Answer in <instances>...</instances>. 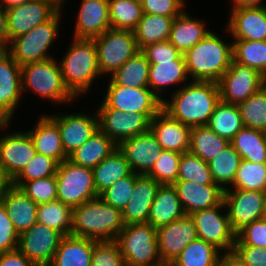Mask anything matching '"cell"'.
<instances>
[{"label": "cell", "mask_w": 266, "mask_h": 266, "mask_svg": "<svg viewBox=\"0 0 266 266\" xmlns=\"http://www.w3.org/2000/svg\"><path fill=\"white\" fill-rule=\"evenodd\" d=\"M9 218L17 233L27 231L37 222L38 204L32 201L19 187L12 185L0 195Z\"/></svg>", "instance_id": "4316f807"}, {"label": "cell", "mask_w": 266, "mask_h": 266, "mask_svg": "<svg viewBox=\"0 0 266 266\" xmlns=\"http://www.w3.org/2000/svg\"><path fill=\"white\" fill-rule=\"evenodd\" d=\"M241 159L266 163V132L243 127L230 141Z\"/></svg>", "instance_id": "e575fe53"}, {"label": "cell", "mask_w": 266, "mask_h": 266, "mask_svg": "<svg viewBox=\"0 0 266 266\" xmlns=\"http://www.w3.org/2000/svg\"><path fill=\"white\" fill-rule=\"evenodd\" d=\"M58 11L46 0H31L6 9L9 42L50 20Z\"/></svg>", "instance_id": "2e32d148"}, {"label": "cell", "mask_w": 266, "mask_h": 266, "mask_svg": "<svg viewBox=\"0 0 266 266\" xmlns=\"http://www.w3.org/2000/svg\"><path fill=\"white\" fill-rule=\"evenodd\" d=\"M93 172V183L98 195L108 187L132 173L125 155L117 148L108 157L104 158Z\"/></svg>", "instance_id": "d6a6232c"}, {"label": "cell", "mask_w": 266, "mask_h": 266, "mask_svg": "<svg viewBox=\"0 0 266 266\" xmlns=\"http://www.w3.org/2000/svg\"><path fill=\"white\" fill-rule=\"evenodd\" d=\"M178 181H190L198 185H217L214 183L208 163L190 152L182 153Z\"/></svg>", "instance_id": "bcb514c9"}, {"label": "cell", "mask_w": 266, "mask_h": 266, "mask_svg": "<svg viewBox=\"0 0 266 266\" xmlns=\"http://www.w3.org/2000/svg\"><path fill=\"white\" fill-rule=\"evenodd\" d=\"M185 215L177 189L173 185H160L150 208L148 223L157 229Z\"/></svg>", "instance_id": "f1b7e54d"}, {"label": "cell", "mask_w": 266, "mask_h": 266, "mask_svg": "<svg viewBox=\"0 0 266 266\" xmlns=\"http://www.w3.org/2000/svg\"><path fill=\"white\" fill-rule=\"evenodd\" d=\"M28 133L36 153L52 157L58 163L68 159L62 146L58 124L49 115L41 116L35 128Z\"/></svg>", "instance_id": "83f0119b"}, {"label": "cell", "mask_w": 266, "mask_h": 266, "mask_svg": "<svg viewBox=\"0 0 266 266\" xmlns=\"http://www.w3.org/2000/svg\"><path fill=\"white\" fill-rule=\"evenodd\" d=\"M173 20V17L143 13L133 30L139 50L149 44L169 40Z\"/></svg>", "instance_id": "d590c367"}, {"label": "cell", "mask_w": 266, "mask_h": 266, "mask_svg": "<svg viewBox=\"0 0 266 266\" xmlns=\"http://www.w3.org/2000/svg\"><path fill=\"white\" fill-rule=\"evenodd\" d=\"M55 176L57 200L72 208L99 197L90 168L76 165L67 159L58 164Z\"/></svg>", "instance_id": "ba28073f"}, {"label": "cell", "mask_w": 266, "mask_h": 266, "mask_svg": "<svg viewBox=\"0 0 266 266\" xmlns=\"http://www.w3.org/2000/svg\"><path fill=\"white\" fill-rule=\"evenodd\" d=\"M226 208L224 201L219 205L196 211L190 214L193 219L198 238L211 243L224 253H232L236 240V233L232 230L228 214L219 212ZM220 209V210H219Z\"/></svg>", "instance_id": "8fae6325"}, {"label": "cell", "mask_w": 266, "mask_h": 266, "mask_svg": "<svg viewBox=\"0 0 266 266\" xmlns=\"http://www.w3.org/2000/svg\"><path fill=\"white\" fill-rule=\"evenodd\" d=\"M220 250L211 243L196 239L171 262L172 266H218Z\"/></svg>", "instance_id": "ab89813d"}, {"label": "cell", "mask_w": 266, "mask_h": 266, "mask_svg": "<svg viewBox=\"0 0 266 266\" xmlns=\"http://www.w3.org/2000/svg\"><path fill=\"white\" fill-rule=\"evenodd\" d=\"M77 17V39H95L111 28L108 0H82Z\"/></svg>", "instance_id": "d4e9b609"}, {"label": "cell", "mask_w": 266, "mask_h": 266, "mask_svg": "<svg viewBox=\"0 0 266 266\" xmlns=\"http://www.w3.org/2000/svg\"><path fill=\"white\" fill-rule=\"evenodd\" d=\"M261 2H262V0H233L232 9L241 8V7L266 6V5H263Z\"/></svg>", "instance_id": "e7e4bbea"}, {"label": "cell", "mask_w": 266, "mask_h": 266, "mask_svg": "<svg viewBox=\"0 0 266 266\" xmlns=\"http://www.w3.org/2000/svg\"><path fill=\"white\" fill-rule=\"evenodd\" d=\"M8 46V30L6 9L0 6V48Z\"/></svg>", "instance_id": "94428289"}, {"label": "cell", "mask_w": 266, "mask_h": 266, "mask_svg": "<svg viewBox=\"0 0 266 266\" xmlns=\"http://www.w3.org/2000/svg\"><path fill=\"white\" fill-rule=\"evenodd\" d=\"M143 13L177 17L184 10L185 6L180 0H142L141 2Z\"/></svg>", "instance_id": "6f0895ef"}, {"label": "cell", "mask_w": 266, "mask_h": 266, "mask_svg": "<svg viewBox=\"0 0 266 266\" xmlns=\"http://www.w3.org/2000/svg\"><path fill=\"white\" fill-rule=\"evenodd\" d=\"M228 31L234 40H266V6L231 9Z\"/></svg>", "instance_id": "603a6c76"}, {"label": "cell", "mask_w": 266, "mask_h": 266, "mask_svg": "<svg viewBox=\"0 0 266 266\" xmlns=\"http://www.w3.org/2000/svg\"><path fill=\"white\" fill-rule=\"evenodd\" d=\"M206 125L229 142L244 127L238 106L221 100Z\"/></svg>", "instance_id": "8d00e7d4"}, {"label": "cell", "mask_w": 266, "mask_h": 266, "mask_svg": "<svg viewBox=\"0 0 266 266\" xmlns=\"http://www.w3.org/2000/svg\"><path fill=\"white\" fill-rule=\"evenodd\" d=\"M171 97L169 102L163 100L162 110L190 127L206 125L221 100L218 83L194 80Z\"/></svg>", "instance_id": "6da1fadb"}, {"label": "cell", "mask_w": 266, "mask_h": 266, "mask_svg": "<svg viewBox=\"0 0 266 266\" xmlns=\"http://www.w3.org/2000/svg\"><path fill=\"white\" fill-rule=\"evenodd\" d=\"M149 67L150 63L145 55L139 51L111 74L110 80L115 85L125 87H149Z\"/></svg>", "instance_id": "74e56055"}, {"label": "cell", "mask_w": 266, "mask_h": 266, "mask_svg": "<svg viewBox=\"0 0 266 266\" xmlns=\"http://www.w3.org/2000/svg\"><path fill=\"white\" fill-rule=\"evenodd\" d=\"M20 189L37 204L57 200V181L55 175L25 182Z\"/></svg>", "instance_id": "f907efd6"}, {"label": "cell", "mask_w": 266, "mask_h": 266, "mask_svg": "<svg viewBox=\"0 0 266 266\" xmlns=\"http://www.w3.org/2000/svg\"><path fill=\"white\" fill-rule=\"evenodd\" d=\"M262 219L266 220V199L264 202V208H263V212H262Z\"/></svg>", "instance_id": "89a4df30"}, {"label": "cell", "mask_w": 266, "mask_h": 266, "mask_svg": "<svg viewBox=\"0 0 266 266\" xmlns=\"http://www.w3.org/2000/svg\"><path fill=\"white\" fill-rule=\"evenodd\" d=\"M9 124L10 121L0 113V129L6 128Z\"/></svg>", "instance_id": "a7ac6f4b"}, {"label": "cell", "mask_w": 266, "mask_h": 266, "mask_svg": "<svg viewBox=\"0 0 266 266\" xmlns=\"http://www.w3.org/2000/svg\"><path fill=\"white\" fill-rule=\"evenodd\" d=\"M160 184L152 177L135 173L134 189L124 207L122 218L125 225L148 223L151 205Z\"/></svg>", "instance_id": "cb8c5ba5"}, {"label": "cell", "mask_w": 266, "mask_h": 266, "mask_svg": "<svg viewBox=\"0 0 266 266\" xmlns=\"http://www.w3.org/2000/svg\"><path fill=\"white\" fill-rule=\"evenodd\" d=\"M19 234L0 202V253L18 249Z\"/></svg>", "instance_id": "9f6ffc18"}, {"label": "cell", "mask_w": 266, "mask_h": 266, "mask_svg": "<svg viewBox=\"0 0 266 266\" xmlns=\"http://www.w3.org/2000/svg\"><path fill=\"white\" fill-rule=\"evenodd\" d=\"M182 154L163 150L160 158L146 174L160 185H173L178 181L179 162Z\"/></svg>", "instance_id": "681fc988"}, {"label": "cell", "mask_w": 266, "mask_h": 266, "mask_svg": "<svg viewBox=\"0 0 266 266\" xmlns=\"http://www.w3.org/2000/svg\"><path fill=\"white\" fill-rule=\"evenodd\" d=\"M188 79L187 67L184 55L175 61L160 62V64H150L149 67V88L159 96L168 85L178 84Z\"/></svg>", "instance_id": "836d02e7"}, {"label": "cell", "mask_w": 266, "mask_h": 266, "mask_svg": "<svg viewBox=\"0 0 266 266\" xmlns=\"http://www.w3.org/2000/svg\"><path fill=\"white\" fill-rule=\"evenodd\" d=\"M90 266H126L118 243L115 240H94Z\"/></svg>", "instance_id": "f5cc1de1"}, {"label": "cell", "mask_w": 266, "mask_h": 266, "mask_svg": "<svg viewBox=\"0 0 266 266\" xmlns=\"http://www.w3.org/2000/svg\"><path fill=\"white\" fill-rule=\"evenodd\" d=\"M159 255L163 262L171 263L192 241L198 239L197 230L190 215L156 229Z\"/></svg>", "instance_id": "e0dca14e"}, {"label": "cell", "mask_w": 266, "mask_h": 266, "mask_svg": "<svg viewBox=\"0 0 266 266\" xmlns=\"http://www.w3.org/2000/svg\"><path fill=\"white\" fill-rule=\"evenodd\" d=\"M115 241L126 266H157L163 263L156 228L149 223L125 225Z\"/></svg>", "instance_id": "5b68a950"}, {"label": "cell", "mask_w": 266, "mask_h": 266, "mask_svg": "<svg viewBox=\"0 0 266 266\" xmlns=\"http://www.w3.org/2000/svg\"><path fill=\"white\" fill-rule=\"evenodd\" d=\"M230 142L213 132L207 125L191 127L189 152L209 162L222 152Z\"/></svg>", "instance_id": "f35d334b"}, {"label": "cell", "mask_w": 266, "mask_h": 266, "mask_svg": "<svg viewBox=\"0 0 266 266\" xmlns=\"http://www.w3.org/2000/svg\"><path fill=\"white\" fill-rule=\"evenodd\" d=\"M35 154V146L28 132L7 133L0 137V162L12 180Z\"/></svg>", "instance_id": "ffe728a7"}, {"label": "cell", "mask_w": 266, "mask_h": 266, "mask_svg": "<svg viewBox=\"0 0 266 266\" xmlns=\"http://www.w3.org/2000/svg\"><path fill=\"white\" fill-rule=\"evenodd\" d=\"M134 184L135 173L132 172L129 176L119 179L108 187L99 197L109 205L122 211L131 198Z\"/></svg>", "instance_id": "816d5d0a"}, {"label": "cell", "mask_w": 266, "mask_h": 266, "mask_svg": "<svg viewBox=\"0 0 266 266\" xmlns=\"http://www.w3.org/2000/svg\"><path fill=\"white\" fill-rule=\"evenodd\" d=\"M106 96L100 108H114L122 112L146 113L151 119L162 110L163 101L149 87H125L109 80Z\"/></svg>", "instance_id": "30bf717a"}, {"label": "cell", "mask_w": 266, "mask_h": 266, "mask_svg": "<svg viewBox=\"0 0 266 266\" xmlns=\"http://www.w3.org/2000/svg\"><path fill=\"white\" fill-rule=\"evenodd\" d=\"M218 266H245L233 253H224L219 259Z\"/></svg>", "instance_id": "6125c7cd"}, {"label": "cell", "mask_w": 266, "mask_h": 266, "mask_svg": "<svg viewBox=\"0 0 266 266\" xmlns=\"http://www.w3.org/2000/svg\"><path fill=\"white\" fill-rule=\"evenodd\" d=\"M0 266H36L18 249L0 253Z\"/></svg>", "instance_id": "91938a15"}, {"label": "cell", "mask_w": 266, "mask_h": 266, "mask_svg": "<svg viewBox=\"0 0 266 266\" xmlns=\"http://www.w3.org/2000/svg\"><path fill=\"white\" fill-rule=\"evenodd\" d=\"M73 41L59 64L66 87L77 98L92 87L93 80L101 73L94 40L74 38Z\"/></svg>", "instance_id": "277c9868"}, {"label": "cell", "mask_w": 266, "mask_h": 266, "mask_svg": "<svg viewBox=\"0 0 266 266\" xmlns=\"http://www.w3.org/2000/svg\"><path fill=\"white\" fill-rule=\"evenodd\" d=\"M183 55L188 75L194 81L218 83L232 63L233 44L228 45L210 31Z\"/></svg>", "instance_id": "3957f363"}, {"label": "cell", "mask_w": 266, "mask_h": 266, "mask_svg": "<svg viewBox=\"0 0 266 266\" xmlns=\"http://www.w3.org/2000/svg\"><path fill=\"white\" fill-rule=\"evenodd\" d=\"M31 0H0V6L4 9L9 7L19 6Z\"/></svg>", "instance_id": "03108f58"}, {"label": "cell", "mask_w": 266, "mask_h": 266, "mask_svg": "<svg viewBox=\"0 0 266 266\" xmlns=\"http://www.w3.org/2000/svg\"><path fill=\"white\" fill-rule=\"evenodd\" d=\"M234 246L266 248V220L253 221L240 229L236 233Z\"/></svg>", "instance_id": "db71d44e"}, {"label": "cell", "mask_w": 266, "mask_h": 266, "mask_svg": "<svg viewBox=\"0 0 266 266\" xmlns=\"http://www.w3.org/2000/svg\"><path fill=\"white\" fill-rule=\"evenodd\" d=\"M47 2H49L57 11H62L61 5L63 3V1L65 0H46Z\"/></svg>", "instance_id": "003e7915"}, {"label": "cell", "mask_w": 266, "mask_h": 266, "mask_svg": "<svg viewBox=\"0 0 266 266\" xmlns=\"http://www.w3.org/2000/svg\"><path fill=\"white\" fill-rule=\"evenodd\" d=\"M73 208L55 200L38 204L37 222L53 228L63 236L71 234Z\"/></svg>", "instance_id": "60d3db41"}, {"label": "cell", "mask_w": 266, "mask_h": 266, "mask_svg": "<svg viewBox=\"0 0 266 266\" xmlns=\"http://www.w3.org/2000/svg\"><path fill=\"white\" fill-rule=\"evenodd\" d=\"M157 266H172V264L171 263H165V262H163L162 264L157 265Z\"/></svg>", "instance_id": "2644e50d"}, {"label": "cell", "mask_w": 266, "mask_h": 266, "mask_svg": "<svg viewBox=\"0 0 266 266\" xmlns=\"http://www.w3.org/2000/svg\"><path fill=\"white\" fill-rule=\"evenodd\" d=\"M99 129L117 146L125 139L149 131L151 118L146 113L122 112L114 108H99Z\"/></svg>", "instance_id": "5bb4252c"}, {"label": "cell", "mask_w": 266, "mask_h": 266, "mask_svg": "<svg viewBox=\"0 0 266 266\" xmlns=\"http://www.w3.org/2000/svg\"><path fill=\"white\" fill-rule=\"evenodd\" d=\"M232 44L235 62L254 68L266 77V40H235Z\"/></svg>", "instance_id": "ee69618b"}, {"label": "cell", "mask_w": 266, "mask_h": 266, "mask_svg": "<svg viewBox=\"0 0 266 266\" xmlns=\"http://www.w3.org/2000/svg\"><path fill=\"white\" fill-rule=\"evenodd\" d=\"M12 185V178L7 174L3 164L0 162V195Z\"/></svg>", "instance_id": "be15d7a7"}, {"label": "cell", "mask_w": 266, "mask_h": 266, "mask_svg": "<svg viewBox=\"0 0 266 266\" xmlns=\"http://www.w3.org/2000/svg\"><path fill=\"white\" fill-rule=\"evenodd\" d=\"M204 24L183 11L172 22L169 42L184 54L209 34Z\"/></svg>", "instance_id": "4dcf8cb0"}, {"label": "cell", "mask_w": 266, "mask_h": 266, "mask_svg": "<svg viewBox=\"0 0 266 266\" xmlns=\"http://www.w3.org/2000/svg\"><path fill=\"white\" fill-rule=\"evenodd\" d=\"M173 186L186 215L215 207L223 201L224 190L219 185H198L190 181H176Z\"/></svg>", "instance_id": "484cf974"}, {"label": "cell", "mask_w": 266, "mask_h": 266, "mask_svg": "<svg viewBox=\"0 0 266 266\" xmlns=\"http://www.w3.org/2000/svg\"><path fill=\"white\" fill-rule=\"evenodd\" d=\"M93 40L101 75L113 74L140 51L132 30L110 28Z\"/></svg>", "instance_id": "9c48e42d"}, {"label": "cell", "mask_w": 266, "mask_h": 266, "mask_svg": "<svg viewBox=\"0 0 266 266\" xmlns=\"http://www.w3.org/2000/svg\"><path fill=\"white\" fill-rule=\"evenodd\" d=\"M118 149L125 155L132 172L143 175L152 169L163 151L150 130L123 140Z\"/></svg>", "instance_id": "d6986e66"}, {"label": "cell", "mask_w": 266, "mask_h": 266, "mask_svg": "<svg viewBox=\"0 0 266 266\" xmlns=\"http://www.w3.org/2000/svg\"><path fill=\"white\" fill-rule=\"evenodd\" d=\"M94 239L63 236L49 266H90Z\"/></svg>", "instance_id": "f546056e"}, {"label": "cell", "mask_w": 266, "mask_h": 266, "mask_svg": "<svg viewBox=\"0 0 266 266\" xmlns=\"http://www.w3.org/2000/svg\"><path fill=\"white\" fill-rule=\"evenodd\" d=\"M266 84V77L254 68L232 60L218 82L221 101L238 105Z\"/></svg>", "instance_id": "7c38bea8"}, {"label": "cell", "mask_w": 266, "mask_h": 266, "mask_svg": "<svg viewBox=\"0 0 266 266\" xmlns=\"http://www.w3.org/2000/svg\"><path fill=\"white\" fill-rule=\"evenodd\" d=\"M232 253L245 266H266V248L234 246Z\"/></svg>", "instance_id": "680465c9"}, {"label": "cell", "mask_w": 266, "mask_h": 266, "mask_svg": "<svg viewBox=\"0 0 266 266\" xmlns=\"http://www.w3.org/2000/svg\"><path fill=\"white\" fill-rule=\"evenodd\" d=\"M62 238L57 230L36 222L19 235L18 250L36 266H49Z\"/></svg>", "instance_id": "9a60e30c"}, {"label": "cell", "mask_w": 266, "mask_h": 266, "mask_svg": "<svg viewBox=\"0 0 266 266\" xmlns=\"http://www.w3.org/2000/svg\"><path fill=\"white\" fill-rule=\"evenodd\" d=\"M22 91L31 89L54 103L70 102L75 96L66 87L60 64L55 58L29 63L21 67ZM27 88V89H26Z\"/></svg>", "instance_id": "8992f818"}, {"label": "cell", "mask_w": 266, "mask_h": 266, "mask_svg": "<svg viewBox=\"0 0 266 266\" xmlns=\"http://www.w3.org/2000/svg\"><path fill=\"white\" fill-rule=\"evenodd\" d=\"M232 186L235 189L266 192V163L241 160Z\"/></svg>", "instance_id": "7dc6e473"}, {"label": "cell", "mask_w": 266, "mask_h": 266, "mask_svg": "<svg viewBox=\"0 0 266 266\" xmlns=\"http://www.w3.org/2000/svg\"><path fill=\"white\" fill-rule=\"evenodd\" d=\"M266 192L257 190H224L223 201L232 230L237 233L245 225L262 219Z\"/></svg>", "instance_id": "4fadbf2b"}, {"label": "cell", "mask_w": 266, "mask_h": 266, "mask_svg": "<svg viewBox=\"0 0 266 266\" xmlns=\"http://www.w3.org/2000/svg\"><path fill=\"white\" fill-rule=\"evenodd\" d=\"M150 64H160L165 61H175L183 54L169 40L149 44L140 50Z\"/></svg>", "instance_id": "11a10c76"}, {"label": "cell", "mask_w": 266, "mask_h": 266, "mask_svg": "<svg viewBox=\"0 0 266 266\" xmlns=\"http://www.w3.org/2000/svg\"><path fill=\"white\" fill-rule=\"evenodd\" d=\"M117 148L118 146L105 133L98 129L68 159L76 165L93 169Z\"/></svg>", "instance_id": "1f68e13d"}, {"label": "cell", "mask_w": 266, "mask_h": 266, "mask_svg": "<svg viewBox=\"0 0 266 266\" xmlns=\"http://www.w3.org/2000/svg\"><path fill=\"white\" fill-rule=\"evenodd\" d=\"M241 160L237 151L229 144L215 158L207 162L214 183L223 190L228 188L226 185H232Z\"/></svg>", "instance_id": "b9f144b4"}, {"label": "cell", "mask_w": 266, "mask_h": 266, "mask_svg": "<svg viewBox=\"0 0 266 266\" xmlns=\"http://www.w3.org/2000/svg\"><path fill=\"white\" fill-rule=\"evenodd\" d=\"M59 127L62 146L69 157L99 129V118L87 114L49 115Z\"/></svg>", "instance_id": "ac0fdd59"}, {"label": "cell", "mask_w": 266, "mask_h": 266, "mask_svg": "<svg viewBox=\"0 0 266 266\" xmlns=\"http://www.w3.org/2000/svg\"><path fill=\"white\" fill-rule=\"evenodd\" d=\"M58 11L47 22L37 25L34 29L19 37L12 39L5 48L14 61L21 67L37 61L52 58L47 50L58 36L61 17ZM10 45V46H9Z\"/></svg>", "instance_id": "52a82bcc"}, {"label": "cell", "mask_w": 266, "mask_h": 266, "mask_svg": "<svg viewBox=\"0 0 266 266\" xmlns=\"http://www.w3.org/2000/svg\"><path fill=\"white\" fill-rule=\"evenodd\" d=\"M58 162L52 157L36 153L30 163L13 179L21 187L25 182L56 175Z\"/></svg>", "instance_id": "c3c4849f"}, {"label": "cell", "mask_w": 266, "mask_h": 266, "mask_svg": "<svg viewBox=\"0 0 266 266\" xmlns=\"http://www.w3.org/2000/svg\"><path fill=\"white\" fill-rule=\"evenodd\" d=\"M237 106L244 127L266 132V84Z\"/></svg>", "instance_id": "f6af8a7d"}, {"label": "cell", "mask_w": 266, "mask_h": 266, "mask_svg": "<svg viewBox=\"0 0 266 266\" xmlns=\"http://www.w3.org/2000/svg\"><path fill=\"white\" fill-rule=\"evenodd\" d=\"M111 28L134 30L143 15L142 5L137 0H108Z\"/></svg>", "instance_id": "7bdbcfd3"}, {"label": "cell", "mask_w": 266, "mask_h": 266, "mask_svg": "<svg viewBox=\"0 0 266 266\" xmlns=\"http://www.w3.org/2000/svg\"><path fill=\"white\" fill-rule=\"evenodd\" d=\"M149 130L163 150L189 152L191 127L171 118L163 110L151 119Z\"/></svg>", "instance_id": "7402d4cb"}, {"label": "cell", "mask_w": 266, "mask_h": 266, "mask_svg": "<svg viewBox=\"0 0 266 266\" xmlns=\"http://www.w3.org/2000/svg\"><path fill=\"white\" fill-rule=\"evenodd\" d=\"M22 93L21 66L0 48V113L10 122Z\"/></svg>", "instance_id": "44dd1931"}, {"label": "cell", "mask_w": 266, "mask_h": 266, "mask_svg": "<svg viewBox=\"0 0 266 266\" xmlns=\"http://www.w3.org/2000/svg\"><path fill=\"white\" fill-rule=\"evenodd\" d=\"M124 226L121 210L97 197L73 208L70 235L97 241L116 240Z\"/></svg>", "instance_id": "7a4b0ae2"}]
</instances>
